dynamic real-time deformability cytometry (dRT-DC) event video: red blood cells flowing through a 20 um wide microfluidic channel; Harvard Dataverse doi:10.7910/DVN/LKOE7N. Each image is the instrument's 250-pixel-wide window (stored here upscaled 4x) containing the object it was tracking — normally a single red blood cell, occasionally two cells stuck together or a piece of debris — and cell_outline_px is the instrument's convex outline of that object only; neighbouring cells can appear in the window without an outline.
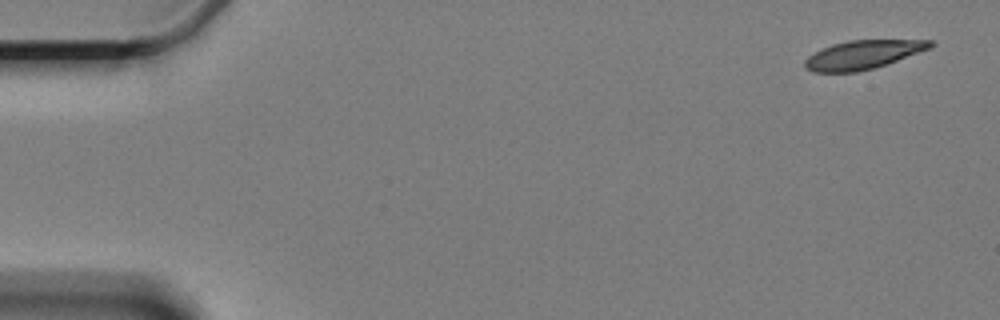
{"species": "Egyptian fruit bat (a non-hibernating species)", "species_latin": "Rousettus aegyptiacus", "temperature_condition": "cold", "stored_images_in_passage": 4, "camera_frame_rate_fps": 3000, "um_per_image_px": 0.085, "animal": {"sex": "female"}, "frame": {"image": 1, "passage_image": 1, "time_ms": 0.0, "image_size_px": [1000, 320], "cell_outline_px": [[936, 44], [928, 48], [896, 60], [872, 68], [856, 72], [812, 72], [804, 68], [804, 60], [808, 56], [832, 44], [848, 40], [932, 40]], "centroid_in_image_um": [73.28, 4.65], "position_along_channel_um": 11.7, "area_um2": 20.58}}
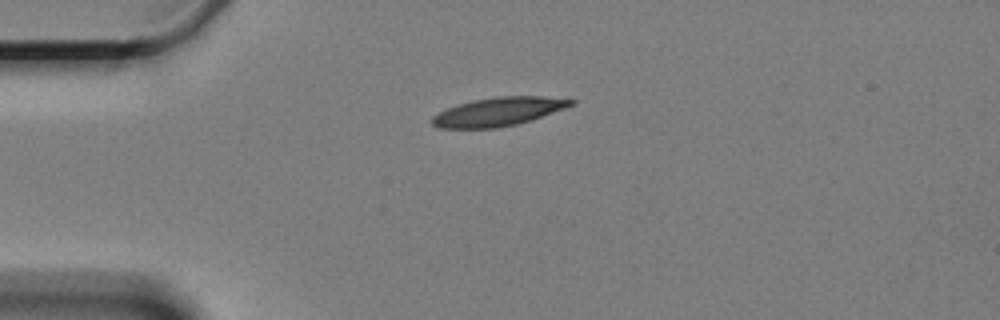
{"frame": {"image": 2, "passage_image": 3, "time_ms": 4.0, "image_size_px": [1000, 320], "cell_outline_px": [[576, 104], [532, 120], [516, 124], [496, 128], [440, 128], [432, 124], [432, 116], [448, 108], [472, 100], [496, 96], [544, 96], [576, 100]], "centroid_in_image_um": [42.41, 9.48], "position_along_channel_um": 42.6, "area_um2": 23.06}}